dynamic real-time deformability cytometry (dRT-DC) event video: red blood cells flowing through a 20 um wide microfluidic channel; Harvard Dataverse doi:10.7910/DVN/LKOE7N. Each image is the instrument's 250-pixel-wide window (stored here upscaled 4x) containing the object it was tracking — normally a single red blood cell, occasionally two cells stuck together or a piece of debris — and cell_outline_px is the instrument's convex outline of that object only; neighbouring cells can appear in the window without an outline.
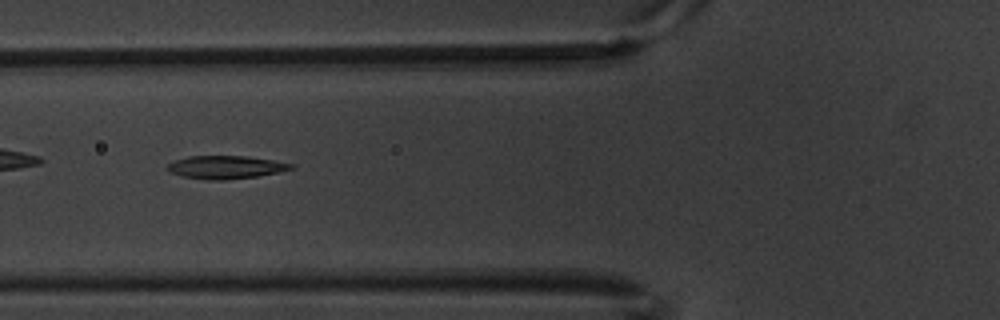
{"species": "common noctule bat (a hibernating species)", "species_latin": "Nyctalus noctula", "temperature_condition": "warm", "stored_images_in_passage": 3, "camera_frame_rate_fps": 3000, "um_per_image_px": 0.085, "animal": {"sex": "male", "body_mass_g": 20.1, "forearm_length_mm": 53.5}, "frame": {"image": 1, "passage_image": 2, "time_ms": 0.333, "image_size_px": [1000, 320], "cell_outline_px": [[296, 168], [280, 172], [256, 176], [224, 180], [204, 180], [180, 176], [164, 168], [172, 160], [188, 156], [248, 156], [296, 164]], "centroid_in_image_um": [19.18, 14.21], "position_along_channel_um": 106.6, "area_um2": 16.88}}